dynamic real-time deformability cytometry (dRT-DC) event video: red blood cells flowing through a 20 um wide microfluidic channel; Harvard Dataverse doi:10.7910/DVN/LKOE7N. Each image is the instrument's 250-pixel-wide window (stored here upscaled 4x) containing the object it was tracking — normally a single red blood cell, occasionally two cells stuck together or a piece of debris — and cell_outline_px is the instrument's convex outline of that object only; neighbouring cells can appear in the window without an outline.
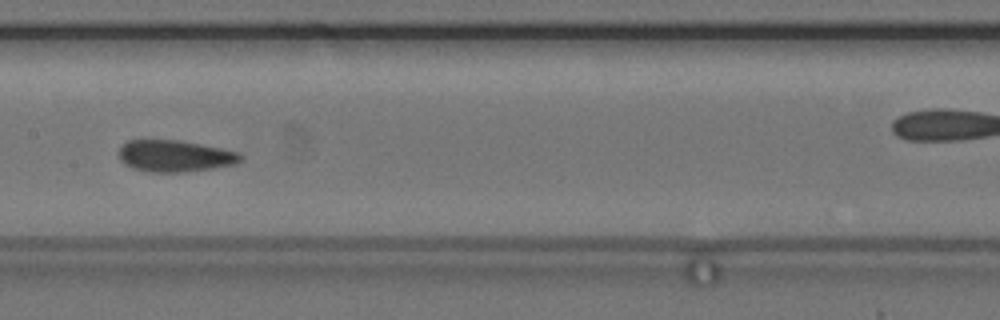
{"species": "common noctule bat (a hibernating species)", "species_latin": "Nyctalus noctula", "temperature_condition": "cold", "stored_images_in_passage": 12, "camera_frame_rate_fps": 3000, "um_per_image_px": 0.085, "animal": {"sex": "female", "body_mass_g": 24.6, "forearm_length_mm": 56.2}, "frame": {"image": 1, "passage_image": 7, "time_ms": 8.0, "image_size_px": [1000, 320], "cell_outline_px": [[244, 160], [236, 164], [212, 168], [184, 172], [148, 172], [132, 168], [124, 164], [120, 160], [120, 148], [128, 140], [180, 140], [240, 152], [244, 156]], "centroid_in_image_um": [14.9, 13.26], "position_along_channel_um": 192.5, "area_um2": 22.54}}